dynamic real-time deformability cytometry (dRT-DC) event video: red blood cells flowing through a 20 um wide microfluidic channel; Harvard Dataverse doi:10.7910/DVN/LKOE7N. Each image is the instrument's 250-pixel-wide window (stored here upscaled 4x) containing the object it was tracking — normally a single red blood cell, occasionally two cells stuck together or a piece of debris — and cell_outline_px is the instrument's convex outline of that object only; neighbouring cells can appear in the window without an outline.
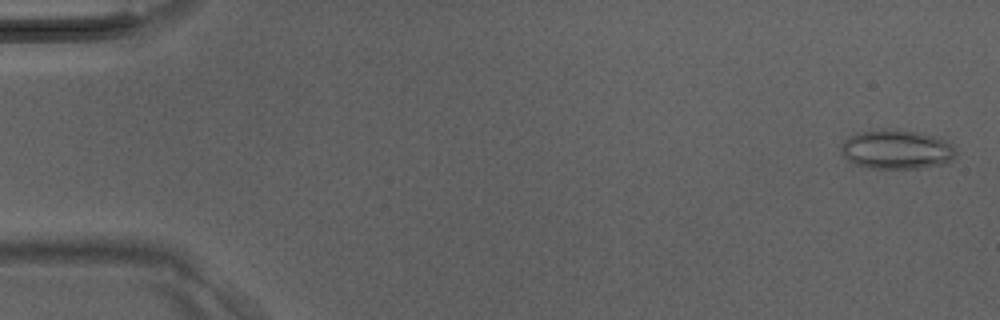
{"species": "Egyptian fruit bat (a non-hibernating species)", "species_latin": "Rousettus aegyptiacus", "temperature_condition": "room temperature", "stored_images_in_passage": 40, "camera_frame_rate_fps": 3000, "um_per_image_px": 0.085, "animal": {"sex": "male"}, "frame": {"image": 1, "passage_image": 1, "time_ms": 0.0, "image_size_px": [1000, 320], "cell_outline_px": [[956, 156], [952, 160], [940, 164], [920, 168], [868, 168], [856, 164], [848, 160], [844, 156], [840, 148], [840, 144], [848, 136], [856, 132], [880, 128], [896, 128], [936, 136], [952, 144], [956, 152]], "centroid_in_image_um": [76.18, 12.67], "position_along_channel_um": 8.8, "area_um2": 26.65}}
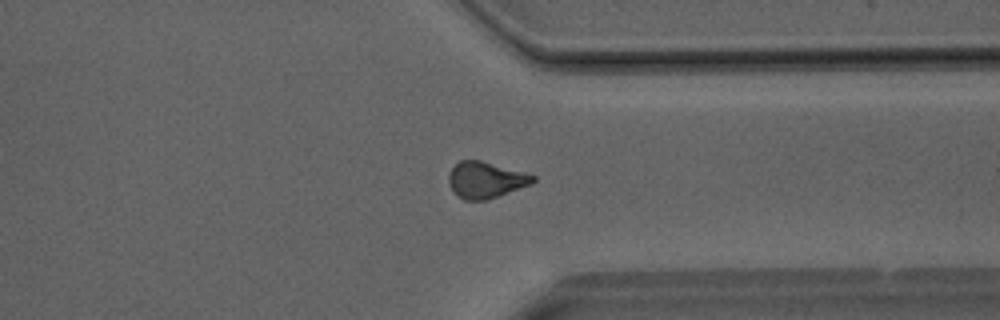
{"frame": {"image": 2, "passage_image": 31, "time_ms": 10.0, "image_size_px": [1000, 320], "cell_outline_px": [[536, 180], [532, 184], [488, 200], [464, 200], [456, 196], [452, 192], [448, 184], [448, 176], [452, 168], [460, 160], [480, 160], [536, 176]], "centroid_in_image_um": [41.25, 15.32], "position_along_channel_um": 370.1, "area_um2": 17.92}}
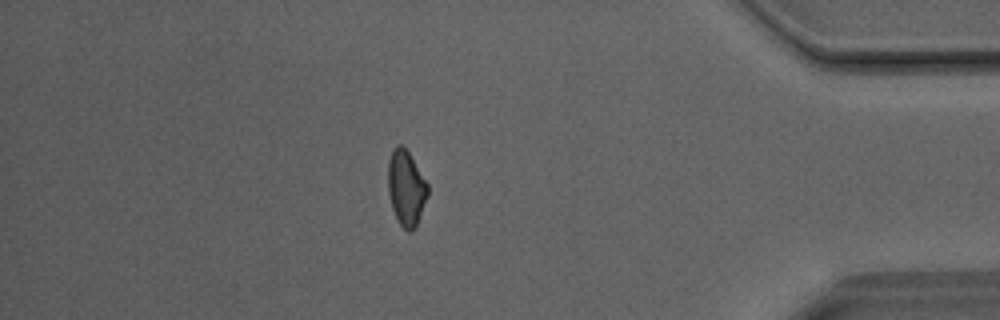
{"frame": {"image": 3, "passage_image": 35, "time_ms": 11.333, "image_size_px": [1000, 320], "cell_outline_px": [[428, 196], [416, 224], [408, 232], [400, 224], [392, 208], [388, 192], [388, 160], [392, 148], [396, 144], [400, 144], [408, 152], [428, 184]], "centroid_in_image_um": [34.5, 15.93], "position_along_channel_um": 400.7, "area_um2": 17.17}}